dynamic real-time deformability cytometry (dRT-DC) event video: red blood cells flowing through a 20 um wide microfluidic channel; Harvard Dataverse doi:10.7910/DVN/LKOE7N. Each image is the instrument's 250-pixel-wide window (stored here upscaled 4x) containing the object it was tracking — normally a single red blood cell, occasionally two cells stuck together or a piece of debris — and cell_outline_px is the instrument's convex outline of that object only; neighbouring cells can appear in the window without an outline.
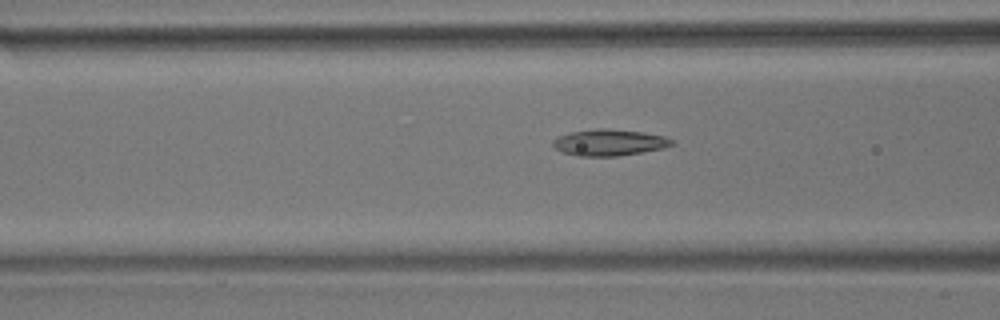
{"species": "common noctule bat (a hibernating species)", "species_latin": "Nyctalus noctula", "temperature_condition": "room temperature", "stored_images_in_passage": 45, "camera_frame_rate_fps": 3000, "um_per_image_px": 0.085, "animal": {"sex": "male", "body_mass_g": 17.9}, "frame": {"image": 1, "passage_image": 11, "time_ms": 3.333, "image_size_px": [1000, 320], "cell_outline_px": [[676, 144], [664, 148], [616, 156], [576, 156], [560, 152], [552, 144], [552, 140], [556, 136], [572, 132], [596, 128], [604, 128], [644, 132], [664, 136], [672, 140]], "centroid_in_image_um": [51.75, 12.11], "position_along_channel_um": 114.8, "area_um2": 18.38}}
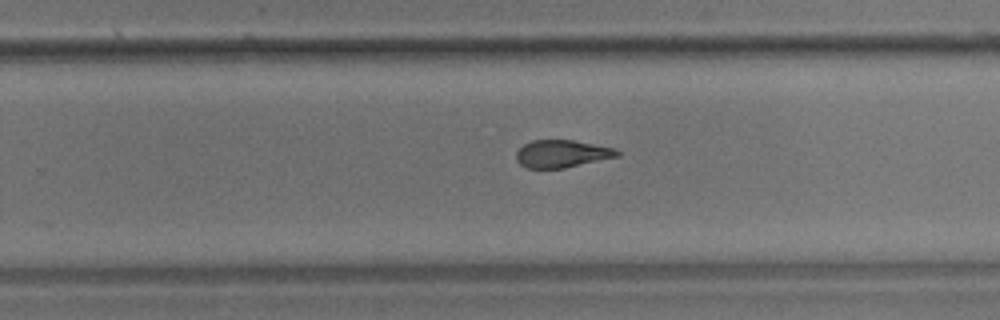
{"frame": {"image": 2, "passage_image": 25, "time_ms": 8.0, "image_size_px": [1000, 320], "cell_outline_px": [[620, 156], [564, 168], [528, 168], [520, 164], [516, 160], [516, 152], [524, 144], [532, 140], [572, 140], [612, 148], [620, 152]], "centroid_in_image_um": [47.73, 13.07], "position_along_channel_um": 282.1, "area_um2": 16.01}}
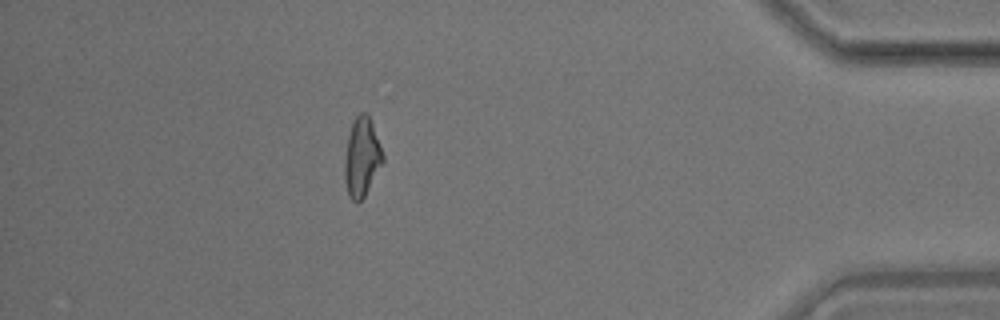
{"frame": {"image": 3, "passage_image": 39, "time_ms": 12.667, "image_size_px": [1000, 320], "cell_outline_px": [[384, 160], [364, 196], [356, 204], [348, 196], [344, 180], [344, 160], [348, 136], [352, 124], [356, 116], [360, 112], [368, 112], [384, 156]], "centroid_in_image_um": [30.74, 13.36], "position_along_channel_um": 404.5, "area_um2": 17.51}, "authors_computed_cell_mechanics": {"area_um2": 17.2244, "velocity_mm_per_s": 3.5881, "shape_relaxation_time_tau1_ms": 8.2817, "shape_relaxation_time_tau2_ms": 2.6545, "deformation_change_tau1": 0.2011, "deformation_change_tau2": 0.1104}}